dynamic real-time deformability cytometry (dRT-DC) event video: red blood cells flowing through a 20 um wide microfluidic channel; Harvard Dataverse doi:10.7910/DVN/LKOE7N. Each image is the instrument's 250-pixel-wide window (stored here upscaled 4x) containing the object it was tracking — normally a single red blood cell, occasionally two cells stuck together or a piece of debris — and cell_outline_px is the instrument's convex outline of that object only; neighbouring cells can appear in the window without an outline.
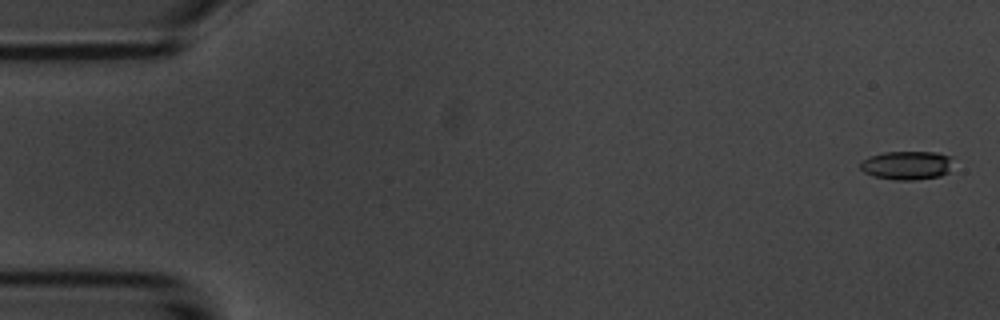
{"species": "common noctule bat (a hibernating species)", "species_latin": "Nyctalus noctula", "temperature_condition": "room temperature", "stored_images_in_passage": 5, "camera_frame_rate_fps": 3000, "um_per_image_px": 0.085, "animal": {"sex": "male", "body_mass_g": 20.1, "forearm_length_mm": 53.5}, "frame": {"image": 1, "passage_image": 1, "time_ms": 0.0, "image_size_px": [1000, 320], "cell_outline_px": [[956, 156], [948, 172], [940, 176], [912, 180], [896, 180], [872, 176], [864, 172], [860, 168], [860, 160], [868, 156], [884, 152], [936, 152]], "centroid_in_image_um": [77.1, 14.03], "position_along_channel_um": 7.9, "area_um2": 15.9}}
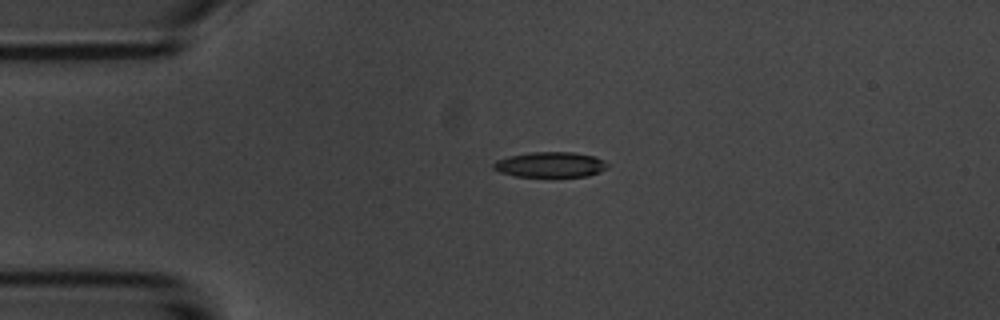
{"frame": {"image": 2, "passage_image": 4, "time_ms": 3.667, "image_size_px": [1000, 320], "cell_outline_px": [[608, 168], [600, 172], [588, 176], [516, 176], [500, 172], [492, 168], [492, 164], [496, 160], [508, 156], [532, 152], [572, 152], [596, 156], [604, 160], [608, 164]], "centroid_in_image_um": [46.79, 13.98], "position_along_channel_um": 38.2, "area_um2": 16.88}}